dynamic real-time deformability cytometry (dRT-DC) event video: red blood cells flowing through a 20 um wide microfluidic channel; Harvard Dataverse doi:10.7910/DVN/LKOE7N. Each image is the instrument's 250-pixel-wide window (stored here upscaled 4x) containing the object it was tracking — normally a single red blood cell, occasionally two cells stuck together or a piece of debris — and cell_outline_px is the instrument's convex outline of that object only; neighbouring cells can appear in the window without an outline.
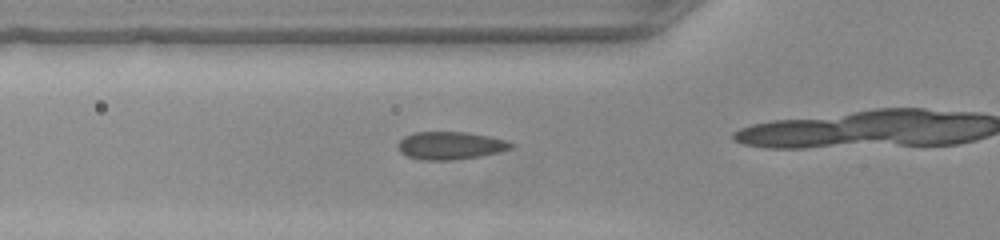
{"species": "common noctule bat (a hibernating species)", "species_latin": "Nyctalus noctula", "temperature_condition": "warm", "stored_images_in_passage": 5, "camera_frame_rate_fps": 3000, "um_per_image_px": 0.085, "animal": {"sex": "female", "body_mass_g": 22.0, "forearm_length_mm": 56.7}, "frame": {"image": 1, "passage_image": 2, "time_ms": 0.333, "image_size_px": [1000, 240], "cell_outline_px": [[512, 148], [480, 156], [448, 160], [428, 160], [408, 156], [400, 152], [396, 144], [404, 136], [412, 132], [468, 132], [488, 136], [504, 140], [512, 144]], "centroid_in_image_um": [38.21, 12.36], "position_along_channel_um": 87.6, "area_um2": 18.03}}